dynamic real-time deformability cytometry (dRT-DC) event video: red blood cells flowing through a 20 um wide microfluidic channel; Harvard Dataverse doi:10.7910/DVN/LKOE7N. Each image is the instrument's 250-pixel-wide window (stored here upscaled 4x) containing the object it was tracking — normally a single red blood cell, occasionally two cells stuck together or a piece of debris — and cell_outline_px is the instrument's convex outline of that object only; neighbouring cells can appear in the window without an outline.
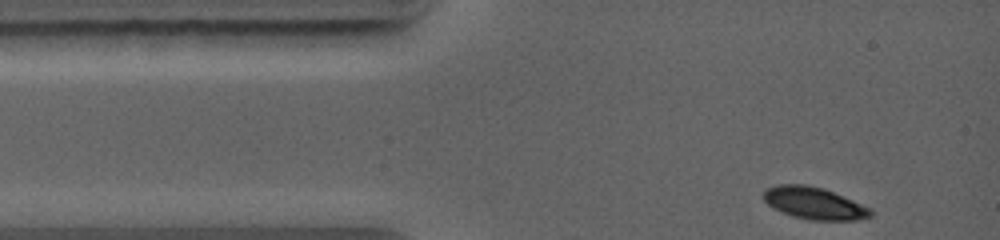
{"species": "common noctule bat (a hibernating species)", "species_latin": "Nyctalus noctula", "temperature_condition": "warm", "stored_images_in_passage": 25, "camera_frame_rate_fps": 5000, "um_per_image_px": 0.085, "animal": {"sex": "female", "body_mass_g": 19.0, "forearm_length_mm": 56.7}, "frame": {"image": 1, "passage_image": 1, "time_ms": 0.0, "image_size_px": [1000, 240], "cell_outline_px": [[872, 216], [856, 220], [808, 220], [792, 216], [772, 208], [764, 200], [764, 188], [776, 184], [804, 184], [824, 188], [852, 200], [868, 208], [872, 212]], "centroid_in_image_um": [69.14, 17.26], "position_along_channel_um": 15.9, "area_um2": 20.0}}
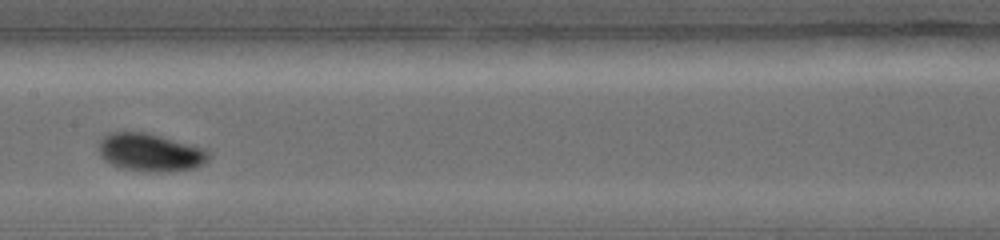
{"frame": {"image": 2, "passage_image": 14, "time_ms": 4.8, "image_size_px": [1000, 240], "cell_outline_px": [[208, 160], [204, 164], [196, 168], [156, 172], [152, 172], [120, 168], [104, 160], [100, 156], [100, 140], [108, 132], [148, 132], [204, 148], [208, 152]], "centroid_in_image_um": [12.77, 12.95], "position_along_channel_um": 194.6, "area_um2": 24.22}}
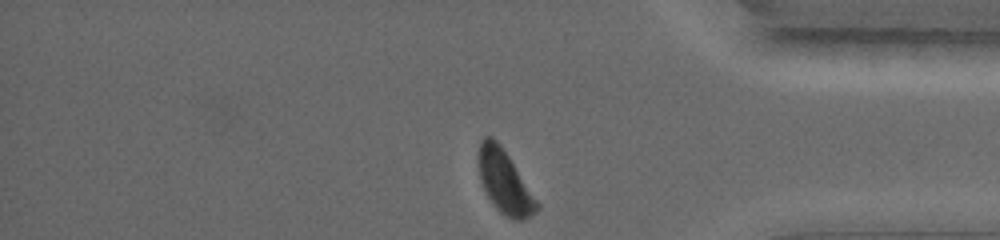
{"frame": {"image": 3, "passage_image": 25, "time_ms": 9.4, "image_size_px": [1000, 240], "cell_outline_px": [[540, 208], [536, 212], [520, 220], [516, 220], [500, 212], [496, 208], [488, 196], [480, 180], [480, 140], [484, 136], [492, 136], [500, 144], [540, 204]], "centroid_in_image_um": [42.91, 15.46], "position_along_channel_um": 392.3, "area_um2": 20.75}}